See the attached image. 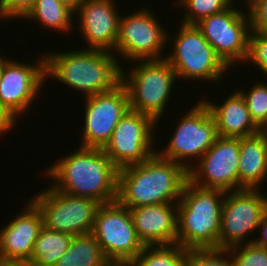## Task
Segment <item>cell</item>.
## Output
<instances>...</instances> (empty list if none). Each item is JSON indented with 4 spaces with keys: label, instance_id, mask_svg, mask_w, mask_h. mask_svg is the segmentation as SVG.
Returning <instances> with one entry per match:
<instances>
[{
    "label": "cell",
    "instance_id": "1",
    "mask_svg": "<svg viewBox=\"0 0 267 266\" xmlns=\"http://www.w3.org/2000/svg\"><path fill=\"white\" fill-rule=\"evenodd\" d=\"M44 172L51 186L75 197L91 198L99 204L117 200L118 168L102 148L79 146Z\"/></svg>",
    "mask_w": 267,
    "mask_h": 266
},
{
    "label": "cell",
    "instance_id": "2",
    "mask_svg": "<svg viewBox=\"0 0 267 266\" xmlns=\"http://www.w3.org/2000/svg\"><path fill=\"white\" fill-rule=\"evenodd\" d=\"M187 181L185 167L155 153L141 163L118 169L117 201L127 208L177 204Z\"/></svg>",
    "mask_w": 267,
    "mask_h": 266
},
{
    "label": "cell",
    "instance_id": "3",
    "mask_svg": "<svg viewBox=\"0 0 267 266\" xmlns=\"http://www.w3.org/2000/svg\"><path fill=\"white\" fill-rule=\"evenodd\" d=\"M44 56L45 80L53 77L84 97L112 90L121 82L122 65L112 52L82 48Z\"/></svg>",
    "mask_w": 267,
    "mask_h": 266
},
{
    "label": "cell",
    "instance_id": "4",
    "mask_svg": "<svg viewBox=\"0 0 267 266\" xmlns=\"http://www.w3.org/2000/svg\"><path fill=\"white\" fill-rule=\"evenodd\" d=\"M225 193L185 183L177 203V244L188 250L218 249Z\"/></svg>",
    "mask_w": 267,
    "mask_h": 266
},
{
    "label": "cell",
    "instance_id": "5",
    "mask_svg": "<svg viewBox=\"0 0 267 266\" xmlns=\"http://www.w3.org/2000/svg\"><path fill=\"white\" fill-rule=\"evenodd\" d=\"M133 62L136 66L133 65L129 73L121 68V82L128 92L129 107L158 123L177 82L176 72L166 58Z\"/></svg>",
    "mask_w": 267,
    "mask_h": 266
},
{
    "label": "cell",
    "instance_id": "6",
    "mask_svg": "<svg viewBox=\"0 0 267 266\" xmlns=\"http://www.w3.org/2000/svg\"><path fill=\"white\" fill-rule=\"evenodd\" d=\"M179 26L178 34L171 43V53L165 57L176 72L177 79H200L212 81V84L222 81V75L230 68L215 53L196 25Z\"/></svg>",
    "mask_w": 267,
    "mask_h": 266
},
{
    "label": "cell",
    "instance_id": "7",
    "mask_svg": "<svg viewBox=\"0 0 267 266\" xmlns=\"http://www.w3.org/2000/svg\"><path fill=\"white\" fill-rule=\"evenodd\" d=\"M91 234L112 265H128L145 247L135 231L129 208L117 200L98 206Z\"/></svg>",
    "mask_w": 267,
    "mask_h": 266
},
{
    "label": "cell",
    "instance_id": "8",
    "mask_svg": "<svg viewBox=\"0 0 267 266\" xmlns=\"http://www.w3.org/2000/svg\"><path fill=\"white\" fill-rule=\"evenodd\" d=\"M184 115L178 121L166 148L156 153L161 158L182 165L188 171L192 167L188 160L192 162L194 158L198 161L212 146L218 134L215 120L202 100Z\"/></svg>",
    "mask_w": 267,
    "mask_h": 266
},
{
    "label": "cell",
    "instance_id": "9",
    "mask_svg": "<svg viewBox=\"0 0 267 266\" xmlns=\"http://www.w3.org/2000/svg\"><path fill=\"white\" fill-rule=\"evenodd\" d=\"M31 201L40 210L45 228L74 236L91 233L98 202L75 197L48 186Z\"/></svg>",
    "mask_w": 267,
    "mask_h": 266
},
{
    "label": "cell",
    "instance_id": "10",
    "mask_svg": "<svg viewBox=\"0 0 267 266\" xmlns=\"http://www.w3.org/2000/svg\"><path fill=\"white\" fill-rule=\"evenodd\" d=\"M158 19L150 8L145 7L132 14L121 15L113 52L115 56L130 61L165 58L162 51L171 35Z\"/></svg>",
    "mask_w": 267,
    "mask_h": 266
},
{
    "label": "cell",
    "instance_id": "11",
    "mask_svg": "<svg viewBox=\"0 0 267 266\" xmlns=\"http://www.w3.org/2000/svg\"><path fill=\"white\" fill-rule=\"evenodd\" d=\"M235 6L232 4L223 12L205 17L195 24L229 68L245 62L252 30L249 12L245 13Z\"/></svg>",
    "mask_w": 267,
    "mask_h": 266
},
{
    "label": "cell",
    "instance_id": "12",
    "mask_svg": "<svg viewBox=\"0 0 267 266\" xmlns=\"http://www.w3.org/2000/svg\"><path fill=\"white\" fill-rule=\"evenodd\" d=\"M267 213V197L260 189H241L225 193L221 213L218 249L249 243L246 237L258 229ZM244 241V242H242Z\"/></svg>",
    "mask_w": 267,
    "mask_h": 266
},
{
    "label": "cell",
    "instance_id": "13",
    "mask_svg": "<svg viewBox=\"0 0 267 266\" xmlns=\"http://www.w3.org/2000/svg\"><path fill=\"white\" fill-rule=\"evenodd\" d=\"M156 125L150 116L129 109L103 151L118 169L141 163L156 153V149H152Z\"/></svg>",
    "mask_w": 267,
    "mask_h": 266
},
{
    "label": "cell",
    "instance_id": "14",
    "mask_svg": "<svg viewBox=\"0 0 267 266\" xmlns=\"http://www.w3.org/2000/svg\"><path fill=\"white\" fill-rule=\"evenodd\" d=\"M239 154L240 138L218 136L188 170V181L204 189L238 190Z\"/></svg>",
    "mask_w": 267,
    "mask_h": 266
},
{
    "label": "cell",
    "instance_id": "15",
    "mask_svg": "<svg viewBox=\"0 0 267 266\" xmlns=\"http://www.w3.org/2000/svg\"><path fill=\"white\" fill-rule=\"evenodd\" d=\"M83 147L104 148L129 107L126 87L120 82L112 90L85 97Z\"/></svg>",
    "mask_w": 267,
    "mask_h": 266
},
{
    "label": "cell",
    "instance_id": "16",
    "mask_svg": "<svg viewBox=\"0 0 267 266\" xmlns=\"http://www.w3.org/2000/svg\"><path fill=\"white\" fill-rule=\"evenodd\" d=\"M37 63L9 60L0 77V103L17 119L30 109L45 80V56Z\"/></svg>",
    "mask_w": 267,
    "mask_h": 266
},
{
    "label": "cell",
    "instance_id": "17",
    "mask_svg": "<svg viewBox=\"0 0 267 266\" xmlns=\"http://www.w3.org/2000/svg\"><path fill=\"white\" fill-rule=\"evenodd\" d=\"M114 0H85L75 12L87 48L115 51L121 15ZM118 11V12H117ZM114 50V51H113Z\"/></svg>",
    "mask_w": 267,
    "mask_h": 266
},
{
    "label": "cell",
    "instance_id": "18",
    "mask_svg": "<svg viewBox=\"0 0 267 266\" xmlns=\"http://www.w3.org/2000/svg\"><path fill=\"white\" fill-rule=\"evenodd\" d=\"M0 231V257L6 264H27L39 231L43 227L40 210L31 201Z\"/></svg>",
    "mask_w": 267,
    "mask_h": 266
},
{
    "label": "cell",
    "instance_id": "19",
    "mask_svg": "<svg viewBox=\"0 0 267 266\" xmlns=\"http://www.w3.org/2000/svg\"><path fill=\"white\" fill-rule=\"evenodd\" d=\"M135 231L144 245L177 243V204L129 208Z\"/></svg>",
    "mask_w": 267,
    "mask_h": 266
},
{
    "label": "cell",
    "instance_id": "20",
    "mask_svg": "<svg viewBox=\"0 0 267 266\" xmlns=\"http://www.w3.org/2000/svg\"><path fill=\"white\" fill-rule=\"evenodd\" d=\"M202 101L215 120L218 136L241 138L261 131L252 120L245 100L237 89L219 106L208 100Z\"/></svg>",
    "mask_w": 267,
    "mask_h": 266
},
{
    "label": "cell",
    "instance_id": "21",
    "mask_svg": "<svg viewBox=\"0 0 267 266\" xmlns=\"http://www.w3.org/2000/svg\"><path fill=\"white\" fill-rule=\"evenodd\" d=\"M267 180V132L240 138L238 190L260 189Z\"/></svg>",
    "mask_w": 267,
    "mask_h": 266
},
{
    "label": "cell",
    "instance_id": "22",
    "mask_svg": "<svg viewBox=\"0 0 267 266\" xmlns=\"http://www.w3.org/2000/svg\"><path fill=\"white\" fill-rule=\"evenodd\" d=\"M91 234L74 236L55 266H111Z\"/></svg>",
    "mask_w": 267,
    "mask_h": 266
},
{
    "label": "cell",
    "instance_id": "23",
    "mask_svg": "<svg viewBox=\"0 0 267 266\" xmlns=\"http://www.w3.org/2000/svg\"><path fill=\"white\" fill-rule=\"evenodd\" d=\"M73 236L45 228L39 231L34 243L32 257L27 264L31 266H55L66 252Z\"/></svg>",
    "mask_w": 267,
    "mask_h": 266
},
{
    "label": "cell",
    "instance_id": "24",
    "mask_svg": "<svg viewBox=\"0 0 267 266\" xmlns=\"http://www.w3.org/2000/svg\"><path fill=\"white\" fill-rule=\"evenodd\" d=\"M74 13L58 0H35L33 7L22 19L40 22L52 31L69 32L72 28ZM69 30V31H68Z\"/></svg>",
    "mask_w": 267,
    "mask_h": 266
},
{
    "label": "cell",
    "instance_id": "25",
    "mask_svg": "<svg viewBox=\"0 0 267 266\" xmlns=\"http://www.w3.org/2000/svg\"><path fill=\"white\" fill-rule=\"evenodd\" d=\"M189 250L179 244L145 245L127 266H187Z\"/></svg>",
    "mask_w": 267,
    "mask_h": 266
},
{
    "label": "cell",
    "instance_id": "26",
    "mask_svg": "<svg viewBox=\"0 0 267 266\" xmlns=\"http://www.w3.org/2000/svg\"><path fill=\"white\" fill-rule=\"evenodd\" d=\"M176 2L177 6L185 9L181 24L187 25H195L203 18L223 12L234 4V0H176Z\"/></svg>",
    "mask_w": 267,
    "mask_h": 266
},
{
    "label": "cell",
    "instance_id": "27",
    "mask_svg": "<svg viewBox=\"0 0 267 266\" xmlns=\"http://www.w3.org/2000/svg\"><path fill=\"white\" fill-rule=\"evenodd\" d=\"M238 91L243 96L252 120L261 129L267 128V83L258 82L248 92Z\"/></svg>",
    "mask_w": 267,
    "mask_h": 266
},
{
    "label": "cell",
    "instance_id": "28",
    "mask_svg": "<svg viewBox=\"0 0 267 266\" xmlns=\"http://www.w3.org/2000/svg\"><path fill=\"white\" fill-rule=\"evenodd\" d=\"M227 250L235 266H267V247L253 242L233 246Z\"/></svg>",
    "mask_w": 267,
    "mask_h": 266
},
{
    "label": "cell",
    "instance_id": "29",
    "mask_svg": "<svg viewBox=\"0 0 267 266\" xmlns=\"http://www.w3.org/2000/svg\"><path fill=\"white\" fill-rule=\"evenodd\" d=\"M187 266H235V264L227 249H204L189 250Z\"/></svg>",
    "mask_w": 267,
    "mask_h": 266
},
{
    "label": "cell",
    "instance_id": "30",
    "mask_svg": "<svg viewBox=\"0 0 267 266\" xmlns=\"http://www.w3.org/2000/svg\"><path fill=\"white\" fill-rule=\"evenodd\" d=\"M245 62H252L263 72L262 76L265 75L267 78V34L251 30Z\"/></svg>",
    "mask_w": 267,
    "mask_h": 266
},
{
    "label": "cell",
    "instance_id": "31",
    "mask_svg": "<svg viewBox=\"0 0 267 266\" xmlns=\"http://www.w3.org/2000/svg\"><path fill=\"white\" fill-rule=\"evenodd\" d=\"M250 15L252 31L267 34V0H244Z\"/></svg>",
    "mask_w": 267,
    "mask_h": 266
},
{
    "label": "cell",
    "instance_id": "32",
    "mask_svg": "<svg viewBox=\"0 0 267 266\" xmlns=\"http://www.w3.org/2000/svg\"><path fill=\"white\" fill-rule=\"evenodd\" d=\"M35 0H2L0 2V18L22 19L33 7Z\"/></svg>",
    "mask_w": 267,
    "mask_h": 266
},
{
    "label": "cell",
    "instance_id": "33",
    "mask_svg": "<svg viewBox=\"0 0 267 266\" xmlns=\"http://www.w3.org/2000/svg\"><path fill=\"white\" fill-rule=\"evenodd\" d=\"M17 121L12 114L6 110L0 103V134L8 132L14 127Z\"/></svg>",
    "mask_w": 267,
    "mask_h": 266
},
{
    "label": "cell",
    "instance_id": "34",
    "mask_svg": "<svg viewBox=\"0 0 267 266\" xmlns=\"http://www.w3.org/2000/svg\"><path fill=\"white\" fill-rule=\"evenodd\" d=\"M258 231H260L261 237L259 236L258 238L255 239L251 237L252 240H249V243L254 242L262 247H267V213L266 216L261 220V223L258 227Z\"/></svg>",
    "mask_w": 267,
    "mask_h": 266
},
{
    "label": "cell",
    "instance_id": "35",
    "mask_svg": "<svg viewBox=\"0 0 267 266\" xmlns=\"http://www.w3.org/2000/svg\"><path fill=\"white\" fill-rule=\"evenodd\" d=\"M61 4L66 6L68 9H70L74 14L79 9L81 4L85 0H58Z\"/></svg>",
    "mask_w": 267,
    "mask_h": 266
},
{
    "label": "cell",
    "instance_id": "36",
    "mask_svg": "<svg viewBox=\"0 0 267 266\" xmlns=\"http://www.w3.org/2000/svg\"><path fill=\"white\" fill-rule=\"evenodd\" d=\"M0 56H1L0 57V77H1L3 69L6 65V63L9 61V59L7 57H4L3 55H0ZM3 57H4V59H3Z\"/></svg>",
    "mask_w": 267,
    "mask_h": 266
},
{
    "label": "cell",
    "instance_id": "37",
    "mask_svg": "<svg viewBox=\"0 0 267 266\" xmlns=\"http://www.w3.org/2000/svg\"><path fill=\"white\" fill-rule=\"evenodd\" d=\"M5 266H31L30 264H6Z\"/></svg>",
    "mask_w": 267,
    "mask_h": 266
},
{
    "label": "cell",
    "instance_id": "38",
    "mask_svg": "<svg viewBox=\"0 0 267 266\" xmlns=\"http://www.w3.org/2000/svg\"><path fill=\"white\" fill-rule=\"evenodd\" d=\"M5 265H6L5 261L0 257V266H5Z\"/></svg>",
    "mask_w": 267,
    "mask_h": 266
},
{
    "label": "cell",
    "instance_id": "39",
    "mask_svg": "<svg viewBox=\"0 0 267 266\" xmlns=\"http://www.w3.org/2000/svg\"><path fill=\"white\" fill-rule=\"evenodd\" d=\"M111 266H127V265H111Z\"/></svg>",
    "mask_w": 267,
    "mask_h": 266
}]
</instances>
